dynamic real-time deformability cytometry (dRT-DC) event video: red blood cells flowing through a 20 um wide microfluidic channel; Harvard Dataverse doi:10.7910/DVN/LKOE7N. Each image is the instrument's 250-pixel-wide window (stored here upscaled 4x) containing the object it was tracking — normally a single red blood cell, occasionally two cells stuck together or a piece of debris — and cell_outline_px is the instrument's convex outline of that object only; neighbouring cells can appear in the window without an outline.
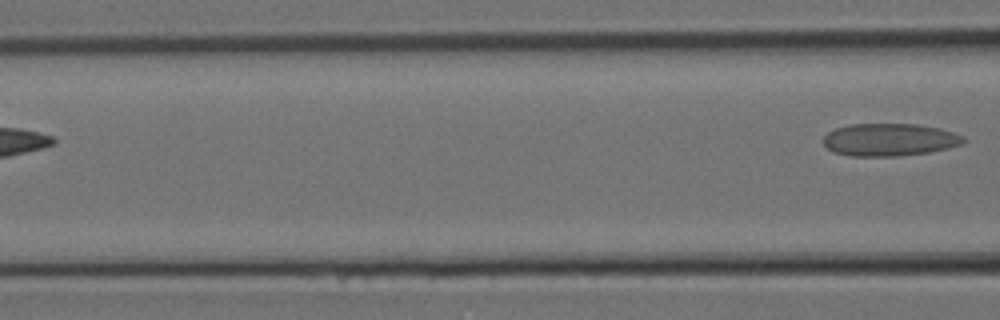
{"species": "Egyptian fruit bat (a non-hibernating species)", "species_latin": "Rousettus aegyptiacus", "temperature_condition": "room temperature", "stored_images_in_passage": 4, "segment_of_instrument_passage": [2, 2], "camera_frame_rate_fps": 3000, "um_per_image_px": 0.085, "animal": {"sex": "female"}, "frame": {"image": 1, "passage_image": 4, "time_ms": 1.0, "image_size_px": [1000, 320], "cell_outline_px": [[968, 140], [960, 144], [948, 148], [928, 152], [900, 156], [852, 156], [836, 152], [828, 148], [824, 144], [824, 136], [828, 132], [836, 128], [848, 124], [916, 124], [940, 128], [964, 136]], "centroid_in_image_um": [75.63, 11.87], "position_along_channel_um": 91.0, "area_um2": 26.53}}